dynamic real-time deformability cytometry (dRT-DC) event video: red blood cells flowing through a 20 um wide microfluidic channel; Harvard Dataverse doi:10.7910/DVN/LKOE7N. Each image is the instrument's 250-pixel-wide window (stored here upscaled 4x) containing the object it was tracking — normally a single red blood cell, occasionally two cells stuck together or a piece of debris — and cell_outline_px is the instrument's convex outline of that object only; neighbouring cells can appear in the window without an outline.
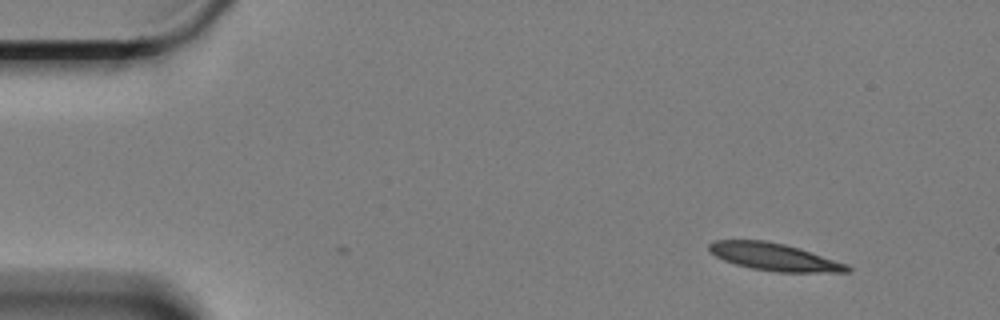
{"species": "Egyptian fruit bat (a non-hibernating species)", "species_latin": "Rousettus aegyptiacus", "temperature_condition": "cold", "stored_images_in_passage": 2, "camera_frame_rate_fps": 3000, "um_per_image_px": 0.085, "animal": {"sex": "female"}, "frame": {"image": 1, "passage_image": 2, "time_ms": 0.333, "image_size_px": [1000, 320], "cell_outline_px": [[852, 268], [848, 272], [776, 272], [752, 268], [736, 264], [724, 260], [716, 256], [708, 248], [708, 244], [716, 240], [764, 240], [784, 244], [848, 264]], "centroid_in_image_um": [65.81, 21.84], "position_along_channel_um": 19.2, "area_um2": 21.73}}